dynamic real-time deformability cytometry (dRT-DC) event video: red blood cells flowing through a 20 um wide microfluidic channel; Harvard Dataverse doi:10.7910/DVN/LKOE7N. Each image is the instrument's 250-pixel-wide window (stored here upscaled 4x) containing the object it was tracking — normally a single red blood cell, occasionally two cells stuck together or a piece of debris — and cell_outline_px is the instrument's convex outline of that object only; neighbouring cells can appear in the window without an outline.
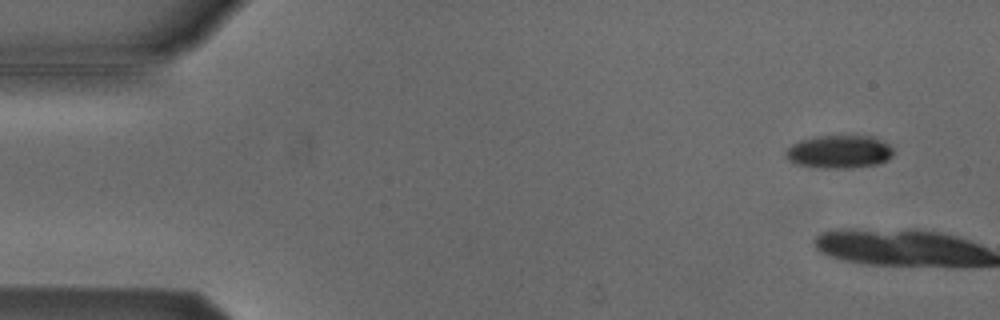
{"species": "Egyptian fruit bat (a non-hibernating species)", "species_latin": "Rousettus aegyptiacus", "temperature_condition": "cold", "stored_images_in_passage": 5, "camera_frame_rate_fps": 3000, "um_per_image_px": 0.085, "animal": {"sex": "male"}, "frame": {"image": 1, "passage_image": 4, "time_ms": 1.0, "image_size_px": [1000, 320], "cell_outline_px": [[892, 156], [888, 160], [876, 164], [852, 168], [816, 168], [796, 164], [788, 160], [784, 156], [784, 152], [792, 144], [800, 140], [816, 136], [872, 136], [888, 144], [892, 148]], "centroid_in_image_um": [71.29, 12.91], "position_along_channel_um": 13.7, "area_um2": 20.87}}